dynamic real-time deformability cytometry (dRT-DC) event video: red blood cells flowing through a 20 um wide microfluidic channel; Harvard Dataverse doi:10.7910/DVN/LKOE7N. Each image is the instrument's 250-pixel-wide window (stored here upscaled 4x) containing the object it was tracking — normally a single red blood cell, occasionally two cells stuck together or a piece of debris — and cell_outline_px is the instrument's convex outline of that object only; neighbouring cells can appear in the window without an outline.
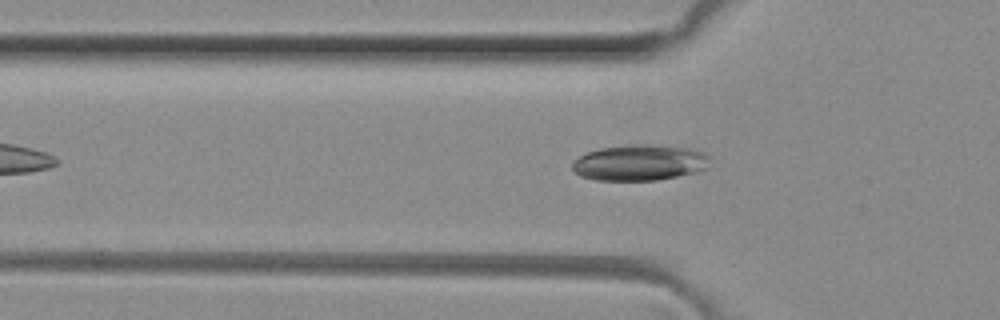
{"species": "common noctule bat (a hibernating species)", "species_latin": "Nyctalus noctula", "temperature_condition": "room temperature", "stored_images_in_passage": 38, "camera_frame_rate_fps": 3000, "um_per_image_px": 0.085, "animal": {"sex": "female", "body_mass_g": 29.2, "forearm_length_mm": 56.3}, "frame": {"image": 1, "passage_image": 9, "time_ms": 2.667, "image_size_px": [1000, 320], "cell_outline_px": [[708, 168], [696, 172], [656, 180], [596, 180], [580, 176], [572, 168], [572, 164], [580, 156], [588, 152], [600, 148], [628, 144], [648, 144], [692, 148], [704, 152], [708, 156]], "centroid_in_image_um": [54.38, 13.81], "position_along_channel_um": 71.4, "area_um2": 28.78}}
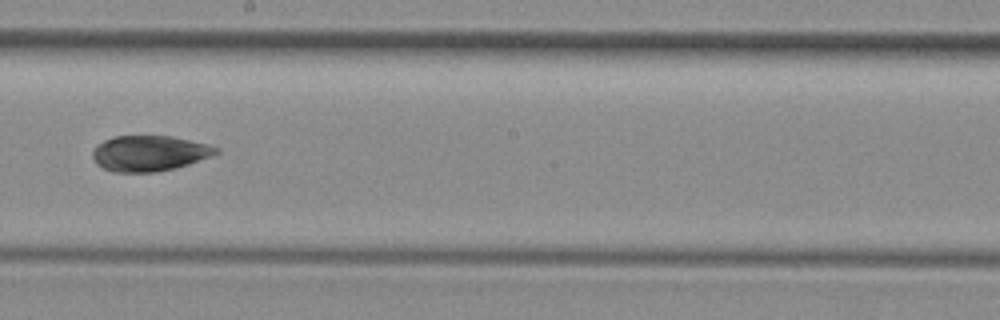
{"frame": {"image": 2, "passage_image": 21, "time_ms": 6.667, "image_size_px": [1000, 320], "cell_outline_px": [[220, 152], [188, 164], [176, 168], [156, 172], [112, 172], [96, 164], [92, 156], [92, 152], [104, 140], [116, 136], [172, 136], [208, 144], [220, 148]], "centroid_in_image_um": [12.71, 13.03], "position_along_channel_um": 235.5, "area_um2": 25.49}}
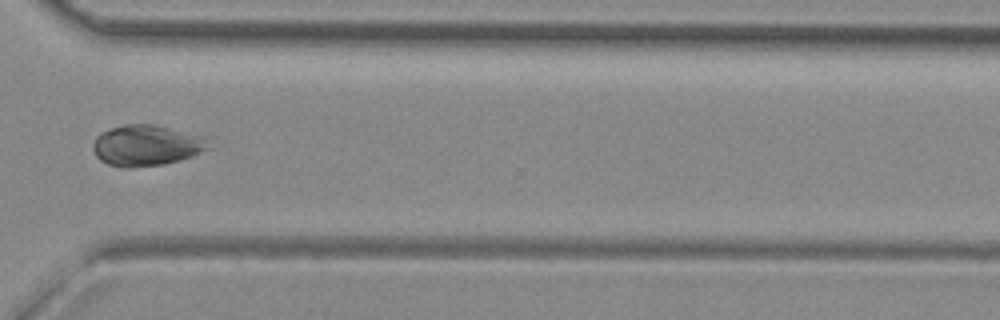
{"frame": {"image": 3, "passage_image": 30, "time_ms": 9.667, "image_size_px": [1000, 320], "cell_outline_px": [[216, 148], [180, 160], [164, 164], [128, 168], [124, 168], [108, 164], [100, 160], [96, 156], [92, 148], [92, 144], [96, 136], [100, 132], [124, 124], [152, 124], [212, 136]], "centroid_in_image_um": [12.6, 12.35], "position_along_channel_um": 358.0, "area_um2": 28.67}, "authors_computed_cell_mechanics": {"area_um2": 26.4146, "velocity_mm_per_s": 4.0937, "shape_relaxation_time_tau1_ms": 10.1728, "shape_relaxation_time_tau2_ms": 1.5788, "deformation_change_tau1": 0.1551, "deformation_change_tau2": 0.0535}}